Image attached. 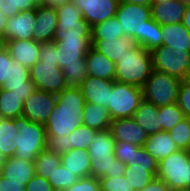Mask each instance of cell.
Wrapping results in <instances>:
<instances>
[{
	"instance_id": "obj_1",
	"label": "cell",
	"mask_w": 190,
	"mask_h": 191,
	"mask_svg": "<svg viewBox=\"0 0 190 191\" xmlns=\"http://www.w3.org/2000/svg\"><path fill=\"white\" fill-rule=\"evenodd\" d=\"M57 65L62 69L68 86L79 87L88 76L86 55L92 47L91 36L56 30Z\"/></svg>"
},
{
	"instance_id": "obj_2",
	"label": "cell",
	"mask_w": 190,
	"mask_h": 191,
	"mask_svg": "<svg viewBox=\"0 0 190 191\" xmlns=\"http://www.w3.org/2000/svg\"><path fill=\"white\" fill-rule=\"evenodd\" d=\"M57 104L45 123L46 135L65 136L82 125L86 101L80 87L68 86L56 95Z\"/></svg>"
},
{
	"instance_id": "obj_3",
	"label": "cell",
	"mask_w": 190,
	"mask_h": 191,
	"mask_svg": "<svg viewBox=\"0 0 190 191\" xmlns=\"http://www.w3.org/2000/svg\"><path fill=\"white\" fill-rule=\"evenodd\" d=\"M153 71L150 51L134 44L116 63L115 81L143 87Z\"/></svg>"
},
{
	"instance_id": "obj_4",
	"label": "cell",
	"mask_w": 190,
	"mask_h": 191,
	"mask_svg": "<svg viewBox=\"0 0 190 191\" xmlns=\"http://www.w3.org/2000/svg\"><path fill=\"white\" fill-rule=\"evenodd\" d=\"M18 136L12 144L16 148L15 157L34 162L43 150L47 149L46 129L43 124L31 122L27 117L14 118Z\"/></svg>"
},
{
	"instance_id": "obj_5",
	"label": "cell",
	"mask_w": 190,
	"mask_h": 191,
	"mask_svg": "<svg viewBox=\"0 0 190 191\" xmlns=\"http://www.w3.org/2000/svg\"><path fill=\"white\" fill-rule=\"evenodd\" d=\"M115 17L122 26L123 36L145 48L146 21L151 18V7L119 1Z\"/></svg>"
},
{
	"instance_id": "obj_6",
	"label": "cell",
	"mask_w": 190,
	"mask_h": 191,
	"mask_svg": "<svg viewBox=\"0 0 190 191\" xmlns=\"http://www.w3.org/2000/svg\"><path fill=\"white\" fill-rule=\"evenodd\" d=\"M181 81L173 75L153 69L142 87L143 100L157 107L176 103Z\"/></svg>"
},
{
	"instance_id": "obj_7",
	"label": "cell",
	"mask_w": 190,
	"mask_h": 191,
	"mask_svg": "<svg viewBox=\"0 0 190 191\" xmlns=\"http://www.w3.org/2000/svg\"><path fill=\"white\" fill-rule=\"evenodd\" d=\"M114 148L115 140L110 129L98 130L87 149L91 157V176L111 178L112 164L116 160Z\"/></svg>"
},
{
	"instance_id": "obj_8",
	"label": "cell",
	"mask_w": 190,
	"mask_h": 191,
	"mask_svg": "<svg viewBox=\"0 0 190 191\" xmlns=\"http://www.w3.org/2000/svg\"><path fill=\"white\" fill-rule=\"evenodd\" d=\"M142 101L141 87L114 81L107 107L111 120L133 118Z\"/></svg>"
},
{
	"instance_id": "obj_9",
	"label": "cell",
	"mask_w": 190,
	"mask_h": 191,
	"mask_svg": "<svg viewBox=\"0 0 190 191\" xmlns=\"http://www.w3.org/2000/svg\"><path fill=\"white\" fill-rule=\"evenodd\" d=\"M156 177L163 180L171 190L190 189V151L177 150L159 161Z\"/></svg>"
},
{
	"instance_id": "obj_10",
	"label": "cell",
	"mask_w": 190,
	"mask_h": 191,
	"mask_svg": "<svg viewBox=\"0 0 190 191\" xmlns=\"http://www.w3.org/2000/svg\"><path fill=\"white\" fill-rule=\"evenodd\" d=\"M154 70L165 72L181 80L190 79V52H179L161 45L150 51Z\"/></svg>"
},
{
	"instance_id": "obj_11",
	"label": "cell",
	"mask_w": 190,
	"mask_h": 191,
	"mask_svg": "<svg viewBox=\"0 0 190 191\" xmlns=\"http://www.w3.org/2000/svg\"><path fill=\"white\" fill-rule=\"evenodd\" d=\"M30 80L35 84L37 90L56 95L68 87L62 69L54 62L39 60L30 68Z\"/></svg>"
},
{
	"instance_id": "obj_12",
	"label": "cell",
	"mask_w": 190,
	"mask_h": 191,
	"mask_svg": "<svg viewBox=\"0 0 190 191\" xmlns=\"http://www.w3.org/2000/svg\"><path fill=\"white\" fill-rule=\"evenodd\" d=\"M56 104V94L36 89L23 102L22 116L27 117L31 122L45 125Z\"/></svg>"
},
{
	"instance_id": "obj_13",
	"label": "cell",
	"mask_w": 190,
	"mask_h": 191,
	"mask_svg": "<svg viewBox=\"0 0 190 191\" xmlns=\"http://www.w3.org/2000/svg\"><path fill=\"white\" fill-rule=\"evenodd\" d=\"M72 3L82 12L83 18L92 27L109 18L115 17L118 0H72Z\"/></svg>"
},
{
	"instance_id": "obj_14",
	"label": "cell",
	"mask_w": 190,
	"mask_h": 191,
	"mask_svg": "<svg viewBox=\"0 0 190 191\" xmlns=\"http://www.w3.org/2000/svg\"><path fill=\"white\" fill-rule=\"evenodd\" d=\"M58 24L56 30L68 33H81V36H91V26L83 18L82 12L71 2L56 8Z\"/></svg>"
},
{
	"instance_id": "obj_15",
	"label": "cell",
	"mask_w": 190,
	"mask_h": 191,
	"mask_svg": "<svg viewBox=\"0 0 190 191\" xmlns=\"http://www.w3.org/2000/svg\"><path fill=\"white\" fill-rule=\"evenodd\" d=\"M36 11L19 12L17 15L7 18L5 26V41L31 40L36 25Z\"/></svg>"
},
{
	"instance_id": "obj_16",
	"label": "cell",
	"mask_w": 190,
	"mask_h": 191,
	"mask_svg": "<svg viewBox=\"0 0 190 191\" xmlns=\"http://www.w3.org/2000/svg\"><path fill=\"white\" fill-rule=\"evenodd\" d=\"M110 132L115 141H125L143 147L147 133L133 118H120L111 121Z\"/></svg>"
},
{
	"instance_id": "obj_17",
	"label": "cell",
	"mask_w": 190,
	"mask_h": 191,
	"mask_svg": "<svg viewBox=\"0 0 190 191\" xmlns=\"http://www.w3.org/2000/svg\"><path fill=\"white\" fill-rule=\"evenodd\" d=\"M113 82L88 75L79 87L87 103L98 104L107 109Z\"/></svg>"
},
{
	"instance_id": "obj_18",
	"label": "cell",
	"mask_w": 190,
	"mask_h": 191,
	"mask_svg": "<svg viewBox=\"0 0 190 191\" xmlns=\"http://www.w3.org/2000/svg\"><path fill=\"white\" fill-rule=\"evenodd\" d=\"M36 25L33 32V40L38 43L53 41L58 24L56 8L42 6L35 9Z\"/></svg>"
},
{
	"instance_id": "obj_19",
	"label": "cell",
	"mask_w": 190,
	"mask_h": 191,
	"mask_svg": "<svg viewBox=\"0 0 190 191\" xmlns=\"http://www.w3.org/2000/svg\"><path fill=\"white\" fill-rule=\"evenodd\" d=\"M41 43L31 40H8L5 41V48L12 59L18 60L27 68L33 67L40 56Z\"/></svg>"
},
{
	"instance_id": "obj_20",
	"label": "cell",
	"mask_w": 190,
	"mask_h": 191,
	"mask_svg": "<svg viewBox=\"0 0 190 191\" xmlns=\"http://www.w3.org/2000/svg\"><path fill=\"white\" fill-rule=\"evenodd\" d=\"M151 18L160 25L176 24L183 20L186 5L179 0L151 4Z\"/></svg>"
},
{
	"instance_id": "obj_21",
	"label": "cell",
	"mask_w": 190,
	"mask_h": 191,
	"mask_svg": "<svg viewBox=\"0 0 190 191\" xmlns=\"http://www.w3.org/2000/svg\"><path fill=\"white\" fill-rule=\"evenodd\" d=\"M162 45L179 52H190V32L182 22L161 25Z\"/></svg>"
},
{
	"instance_id": "obj_22",
	"label": "cell",
	"mask_w": 190,
	"mask_h": 191,
	"mask_svg": "<svg viewBox=\"0 0 190 191\" xmlns=\"http://www.w3.org/2000/svg\"><path fill=\"white\" fill-rule=\"evenodd\" d=\"M86 64L89 76L115 81L116 63L109 60L93 47L88 50Z\"/></svg>"
},
{
	"instance_id": "obj_23",
	"label": "cell",
	"mask_w": 190,
	"mask_h": 191,
	"mask_svg": "<svg viewBox=\"0 0 190 191\" xmlns=\"http://www.w3.org/2000/svg\"><path fill=\"white\" fill-rule=\"evenodd\" d=\"M143 147L157 162L179 150L168 131L148 135Z\"/></svg>"
},
{
	"instance_id": "obj_24",
	"label": "cell",
	"mask_w": 190,
	"mask_h": 191,
	"mask_svg": "<svg viewBox=\"0 0 190 191\" xmlns=\"http://www.w3.org/2000/svg\"><path fill=\"white\" fill-rule=\"evenodd\" d=\"M61 164L79 178L91 176V157L87 149H71L61 155Z\"/></svg>"
},
{
	"instance_id": "obj_25",
	"label": "cell",
	"mask_w": 190,
	"mask_h": 191,
	"mask_svg": "<svg viewBox=\"0 0 190 191\" xmlns=\"http://www.w3.org/2000/svg\"><path fill=\"white\" fill-rule=\"evenodd\" d=\"M35 174L34 162L15 156L7 158L3 167V177L24 185H26Z\"/></svg>"
},
{
	"instance_id": "obj_26",
	"label": "cell",
	"mask_w": 190,
	"mask_h": 191,
	"mask_svg": "<svg viewBox=\"0 0 190 191\" xmlns=\"http://www.w3.org/2000/svg\"><path fill=\"white\" fill-rule=\"evenodd\" d=\"M92 47L105 55L112 62L117 63L125 51L135 42L130 37H119L110 40H91Z\"/></svg>"
},
{
	"instance_id": "obj_27",
	"label": "cell",
	"mask_w": 190,
	"mask_h": 191,
	"mask_svg": "<svg viewBox=\"0 0 190 191\" xmlns=\"http://www.w3.org/2000/svg\"><path fill=\"white\" fill-rule=\"evenodd\" d=\"M133 119L145 130L147 135L162 131V125H159V107L145 100L140 103Z\"/></svg>"
},
{
	"instance_id": "obj_28",
	"label": "cell",
	"mask_w": 190,
	"mask_h": 191,
	"mask_svg": "<svg viewBox=\"0 0 190 191\" xmlns=\"http://www.w3.org/2000/svg\"><path fill=\"white\" fill-rule=\"evenodd\" d=\"M81 118L83 125L94 128L97 131L108 129L112 121L106 108L87 102Z\"/></svg>"
},
{
	"instance_id": "obj_29",
	"label": "cell",
	"mask_w": 190,
	"mask_h": 191,
	"mask_svg": "<svg viewBox=\"0 0 190 191\" xmlns=\"http://www.w3.org/2000/svg\"><path fill=\"white\" fill-rule=\"evenodd\" d=\"M18 136L14 118H0V153L5 157H13L17 147L12 141Z\"/></svg>"
},
{
	"instance_id": "obj_30",
	"label": "cell",
	"mask_w": 190,
	"mask_h": 191,
	"mask_svg": "<svg viewBox=\"0 0 190 191\" xmlns=\"http://www.w3.org/2000/svg\"><path fill=\"white\" fill-rule=\"evenodd\" d=\"M22 97L12 91L0 88V118H16L22 116Z\"/></svg>"
},
{
	"instance_id": "obj_31",
	"label": "cell",
	"mask_w": 190,
	"mask_h": 191,
	"mask_svg": "<svg viewBox=\"0 0 190 191\" xmlns=\"http://www.w3.org/2000/svg\"><path fill=\"white\" fill-rule=\"evenodd\" d=\"M61 163L60 155L45 149L34 160L35 173L48 180Z\"/></svg>"
},
{
	"instance_id": "obj_32",
	"label": "cell",
	"mask_w": 190,
	"mask_h": 191,
	"mask_svg": "<svg viewBox=\"0 0 190 191\" xmlns=\"http://www.w3.org/2000/svg\"><path fill=\"white\" fill-rule=\"evenodd\" d=\"M122 26L116 17L99 22L91 27V40H110L124 37Z\"/></svg>"
},
{
	"instance_id": "obj_33",
	"label": "cell",
	"mask_w": 190,
	"mask_h": 191,
	"mask_svg": "<svg viewBox=\"0 0 190 191\" xmlns=\"http://www.w3.org/2000/svg\"><path fill=\"white\" fill-rule=\"evenodd\" d=\"M183 118L185 116L177 103L159 107V125H162V131L169 132Z\"/></svg>"
},
{
	"instance_id": "obj_34",
	"label": "cell",
	"mask_w": 190,
	"mask_h": 191,
	"mask_svg": "<svg viewBox=\"0 0 190 191\" xmlns=\"http://www.w3.org/2000/svg\"><path fill=\"white\" fill-rule=\"evenodd\" d=\"M124 176L131 185L133 191H140L146 187L156 177L145 168H132L126 165Z\"/></svg>"
},
{
	"instance_id": "obj_35",
	"label": "cell",
	"mask_w": 190,
	"mask_h": 191,
	"mask_svg": "<svg viewBox=\"0 0 190 191\" xmlns=\"http://www.w3.org/2000/svg\"><path fill=\"white\" fill-rule=\"evenodd\" d=\"M97 130L85 125H80L69 134L71 149H88Z\"/></svg>"
},
{
	"instance_id": "obj_36",
	"label": "cell",
	"mask_w": 190,
	"mask_h": 191,
	"mask_svg": "<svg viewBox=\"0 0 190 191\" xmlns=\"http://www.w3.org/2000/svg\"><path fill=\"white\" fill-rule=\"evenodd\" d=\"M169 134L179 150L190 151V118H183Z\"/></svg>"
},
{
	"instance_id": "obj_37",
	"label": "cell",
	"mask_w": 190,
	"mask_h": 191,
	"mask_svg": "<svg viewBox=\"0 0 190 191\" xmlns=\"http://www.w3.org/2000/svg\"><path fill=\"white\" fill-rule=\"evenodd\" d=\"M80 178L65 169L62 164L56 169L48 179L55 191H64L75 184Z\"/></svg>"
},
{
	"instance_id": "obj_38",
	"label": "cell",
	"mask_w": 190,
	"mask_h": 191,
	"mask_svg": "<svg viewBox=\"0 0 190 191\" xmlns=\"http://www.w3.org/2000/svg\"><path fill=\"white\" fill-rule=\"evenodd\" d=\"M126 165H130L132 168H145L150 171L155 177L158 171V162L144 149V147H138L131 161Z\"/></svg>"
},
{
	"instance_id": "obj_39",
	"label": "cell",
	"mask_w": 190,
	"mask_h": 191,
	"mask_svg": "<svg viewBox=\"0 0 190 191\" xmlns=\"http://www.w3.org/2000/svg\"><path fill=\"white\" fill-rule=\"evenodd\" d=\"M27 81H30V69L23 66L18 60L13 59L10 78L0 88L25 86Z\"/></svg>"
},
{
	"instance_id": "obj_40",
	"label": "cell",
	"mask_w": 190,
	"mask_h": 191,
	"mask_svg": "<svg viewBox=\"0 0 190 191\" xmlns=\"http://www.w3.org/2000/svg\"><path fill=\"white\" fill-rule=\"evenodd\" d=\"M162 40L161 25L153 18H150L146 21L145 49L151 51L156 47H160L162 45Z\"/></svg>"
},
{
	"instance_id": "obj_41",
	"label": "cell",
	"mask_w": 190,
	"mask_h": 191,
	"mask_svg": "<svg viewBox=\"0 0 190 191\" xmlns=\"http://www.w3.org/2000/svg\"><path fill=\"white\" fill-rule=\"evenodd\" d=\"M0 9L7 18L17 15L19 12L36 9L31 0H0Z\"/></svg>"
},
{
	"instance_id": "obj_42",
	"label": "cell",
	"mask_w": 190,
	"mask_h": 191,
	"mask_svg": "<svg viewBox=\"0 0 190 191\" xmlns=\"http://www.w3.org/2000/svg\"><path fill=\"white\" fill-rule=\"evenodd\" d=\"M99 182L101 191H133L124 175L117 178L102 177Z\"/></svg>"
},
{
	"instance_id": "obj_43",
	"label": "cell",
	"mask_w": 190,
	"mask_h": 191,
	"mask_svg": "<svg viewBox=\"0 0 190 191\" xmlns=\"http://www.w3.org/2000/svg\"><path fill=\"white\" fill-rule=\"evenodd\" d=\"M176 103L184 116L190 118V79L181 81Z\"/></svg>"
},
{
	"instance_id": "obj_44",
	"label": "cell",
	"mask_w": 190,
	"mask_h": 191,
	"mask_svg": "<svg viewBox=\"0 0 190 191\" xmlns=\"http://www.w3.org/2000/svg\"><path fill=\"white\" fill-rule=\"evenodd\" d=\"M139 146L125 141H115L114 155L116 160L127 164L132 160L134 152Z\"/></svg>"
},
{
	"instance_id": "obj_45",
	"label": "cell",
	"mask_w": 190,
	"mask_h": 191,
	"mask_svg": "<svg viewBox=\"0 0 190 191\" xmlns=\"http://www.w3.org/2000/svg\"><path fill=\"white\" fill-rule=\"evenodd\" d=\"M47 137V149L55 152L57 155H63L70 150L69 135L55 136L46 135Z\"/></svg>"
},
{
	"instance_id": "obj_46",
	"label": "cell",
	"mask_w": 190,
	"mask_h": 191,
	"mask_svg": "<svg viewBox=\"0 0 190 191\" xmlns=\"http://www.w3.org/2000/svg\"><path fill=\"white\" fill-rule=\"evenodd\" d=\"M64 191H101L99 179L88 176L80 178L75 184Z\"/></svg>"
},
{
	"instance_id": "obj_47",
	"label": "cell",
	"mask_w": 190,
	"mask_h": 191,
	"mask_svg": "<svg viewBox=\"0 0 190 191\" xmlns=\"http://www.w3.org/2000/svg\"><path fill=\"white\" fill-rule=\"evenodd\" d=\"M12 61L13 59L5 47L0 50V87L10 78Z\"/></svg>"
},
{
	"instance_id": "obj_48",
	"label": "cell",
	"mask_w": 190,
	"mask_h": 191,
	"mask_svg": "<svg viewBox=\"0 0 190 191\" xmlns=\"http://www.w3.org/2000/svg\"><path fill=\"white\" fill-rule=\"evenodd\" d=\"M56 44L53 41L41 43L39 60L41 62H54L57 65Z\"/></svg>"
},
{
	"instance_id": "obj_49",
	"label": "cell",
	"mask_w": 190,
	"mask_h": 191,
	"mask_svg": "<svg viewBox=\"0 0 190 191\" xmlns=\"http://www.w3.org/2000/svg\"><path fill=\"white\" fill-rule=\"evenodd\" d=\"M26 191H55L49 181L37 174L26 184Z\"/></svg>"
},
{
	"instance_id": "obj_50",
	"label": "cell",
	"mask_w": 190,
	"mask_h": 191,
	"mask_svg": "<svg viewBox=\"0 0 190 191\" xmlns=\"http://www.w3.org/2000/svg\"><path fill=\"white\" fill-rule=\"evenodd\" d=\"M7 89L12 91L16 95L22 97V101L24 102L35 90V84L30 80L25 82V86H18V87H10V88H1Z\"/></svg>"
},
{
	"instance_id": "obj_51",
	"label": "cell",
	"mask_w": 190,
	"mask_h": 191,
	"mask_svg": "<svg viewBox=\"0 0 190 191\" xmlns=\"http://www.w3.org/2000/svg\"><path fill=\"white\" fill-rule=\"evenodd\" d=\"M0 191H26V185L10 181L5 177L0 178Z\"/></svg>"
},
{
	"instance_id": "obj_52",
	"label": "cell",
	"mask_w": 190,
	"mask_h": 191,
	"mask_svg": "<svg viewBox=\"0 0 190 191\" xmlns=\"http://www.w3.org/2000/svg\"><path fill=\"white\" fill-rule=\"evenodd\" d=\"M140 191H171V188L163 180L156 177Z\"/></svg>"
},
{
	"instance_id": "obj_53",
	"label": "cell",
	"mask_w": 190,
	"mask_h": 191,
	"mask_svg": "<svg viewBox=\"0 0 190 191\" xmlns=\"http://www.w3.org/2000/svg\"><path fill=\"white\" fill-rule=\"evenodd\" d=\"M125 168L126 164L120 162L119 160H115L111 168V178L123 176L125 173Z\"/></svg>"
},
{
	"instance_id": "obj_54",
	"label": "cell",
	"mask_w": 190,
	"mask_h": 191,
	"mask_svg": "<svg viewBox=\"0 0 190 191\" xmlns=\"http://www.w3.org/2000/svg\"><path fill=\"white\" fill-rule=\"evenodd\" d=\"M72 0H45V6H49L52 8H58L61 5L71 3Z\"/></svg>"
},
{
	"instance_id": "obj_55",
	"label": "cell",
	"mask_w": 190,
	"mask_h": 191,
	"mask_svg": "<svg viewBox=\"0 0 190 191\" xmlns=\"http://www.w3.org/2000/svg\"><path fill=\"white\" fill-rule=\"evenodd\" d=\"M184 27L190 32V5L186 6L185 14L182 20Z\"/></svg>"
},
{
	"instance_id": "obj_56",
	"label": "cell",
	"mask_w": 190,
	"mask_h": 191,
	"mask_svg": "<svg viewBox=\"0 0 190 191\" xmlns=\"http://www.w3.org/2000/svg\"><path fill=\"white\" fill-rule=\"evenodd\" d=\"M7 24V16L3 14V11L0 9V34L4 36L5 39V26Z\"/></svg>"
},
{
	"instance_id": "obj_57",
	"label": "cell",
	"mask_w": 190,
	"mask_h": 191,
	"mask_svg": "<svg viewBox=\"0 0 190 191\" xmlns=\"http://www.w3.org/2000/svg\"><path fill=\"white\" fill-rule=\"evenodd\" d=\"M120 2H126L131 4L151 6L152 0H121Z\"/></svg>"
},
{
	"instance_id": "obj_58",
	"label": "cell",
	"mask_w": 190,
	"mask_h": 191,
	"mask_svg": "<svg viewBox=\"0 0 190 191\" xmlns=\"http://www.w3.org/2000/svg\"><path fill=\"white\" fill-rule=\"evenodd\" d=\"M6 159L7 157H5L4 155L0 153V178L3 176V167L6 162Z\"/></svg>"
},
{
	"instance_id": "obj_59",
	"label": "cell",
	"mask_w": 190,
	"mask_h": 191,
	"mask_svg": "<svg viewBox=\"0 0 190 191\" xmlns=\"http://www.w3.org/2000/svg\"><path fill=\"white\" fill-rule=\"evenodd\" d=\"M35 8L45 6V0H31Z\"/></svg>"
},
{
	"instance_id": "obj_60",
	"label": "cell",
	"mask_w": 190,
	"mask_h": 191,
	"mask_svg": "<svg viewBox=\"0 0 190 191\" xmlns=\"http://www.w3.org/2000/svg\"><path fill=\"white\" fill-rule=\"evenodd\" d=\"M5 47V39L4 36L0 34V50Z\"/></svg>"
},
{
	"instance_id": "obj_61",
	"label": "cell",
	"mask_w": 190,
	"mask_h": 191,
	"mask_svg": "<svg viewBox=\"0 0 190 191\" xmlns=\"http://www.w3.org/2000/svg\"><path fill=\"white\" fill-rule=\"evenodd\" d=\"M180 2H182L183 4L190 5V0H179Z\"/></svg>"
},
{
	"instance_id": "obj_62",
	"label": "cell",
	"mask_w": 190,
	"mask_h": 191,
	"mask_svg": "<svg viewBox=\"0 0 190 191\" xmlns=\"http://www.w3.org/2000/svg\"><path fill=\"white\" fill-rule=\"evenodd\" d=\"M171 191H190L189 188H182V189H175V190H171Z\"/></svg>"
},
{
	"instance_id": "obj_63",
	"label": "cell",
	"mask_w": 190,
	"mask_h": 191,
	"mask_svg": "<svg viewBox=\"0 0 190 191\" xmlns=\"http://www.w3.org/2000/svg\"><path fill=\"white\" fill-rule=\"evenodd\" d=\"M165 1H169V0H152V3H159V2H165Z\"/></svg>"
}]
</instances>
